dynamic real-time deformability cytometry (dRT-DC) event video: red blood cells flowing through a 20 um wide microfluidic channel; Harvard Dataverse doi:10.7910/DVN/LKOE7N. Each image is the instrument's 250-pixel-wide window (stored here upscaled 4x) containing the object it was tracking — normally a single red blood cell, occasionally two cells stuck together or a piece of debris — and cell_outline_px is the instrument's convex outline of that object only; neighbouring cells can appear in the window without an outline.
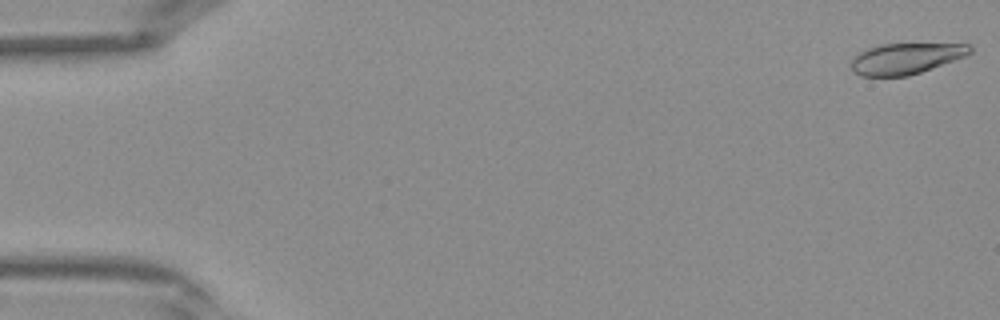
{"species": "Egyptian fruit bat (a non-hibernating species)", "species_latin": "Rousettus aegyptiacus", "temperature_condition": "warm", "stored_images_in_passage": 23, "camera_frame_rate_fps": 3000, "um_per_image_px": 0.085, "frame": {"image": 1, "passage_image": 1, "time_ms": 0.0, "image_size_px": [1000, 320], "cell_outline_px": [[972, 52], [968, 56], [908, 76], [860, 76], [852, 72], [852, 60], [860, 52], [868, 48], [880, 44], [972, 44]], "centroid_in_image_um": [77.03, 4.98], "position_along_channel_um": 8.0, "area_um2": 21.44}}
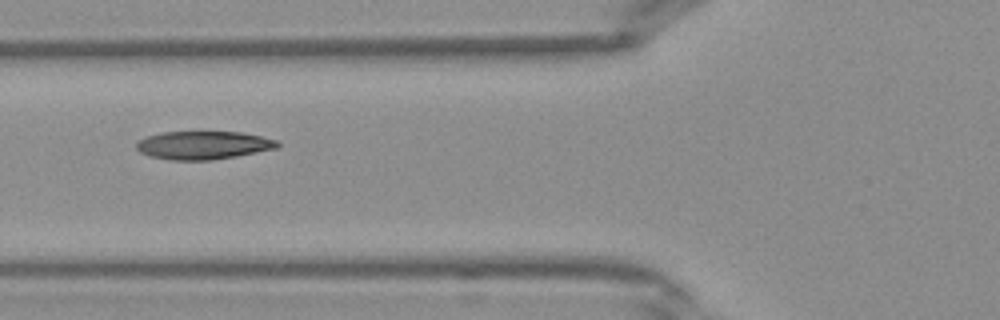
{"frame": {"image": 2, "passage_image": 16, "time_ms": 5.0, "image_size_px": [1000, 320], "cell_outline_px": [[280, 144], [276, 148], [236, 156], [212, 160], [172, 160], [148, 156], [140, 152], [136, 148], [136, 144], [140, 140], [148, 136], [160, 132], [240, 132], [260, 136], [276, 140]], "centroid_in_image_um": [17.25, 12.34], "position_along_channel_um": 108.6, "area_um2": 23.0}}
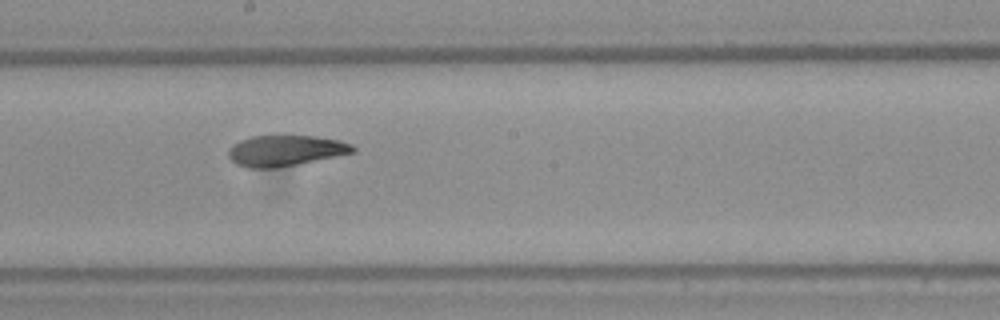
{"frame": {"image": 3, "passage_image": 23, "time_ms": 7.333, "image_size_px": [1000, 320], "cell_outline_px": [[356, 152], [296, 164], [272, 168], [248, 168], [236, 164], [228, 156], [228, 152], [232, 144], [240, 140], [252, 136], [312, 136], [340, 140], [352, 144], [356, 148]], "centroid_in_image_um": [24.26, 12.8], "position_along_channel_um": 223.9, "area_um2": 22.2}}